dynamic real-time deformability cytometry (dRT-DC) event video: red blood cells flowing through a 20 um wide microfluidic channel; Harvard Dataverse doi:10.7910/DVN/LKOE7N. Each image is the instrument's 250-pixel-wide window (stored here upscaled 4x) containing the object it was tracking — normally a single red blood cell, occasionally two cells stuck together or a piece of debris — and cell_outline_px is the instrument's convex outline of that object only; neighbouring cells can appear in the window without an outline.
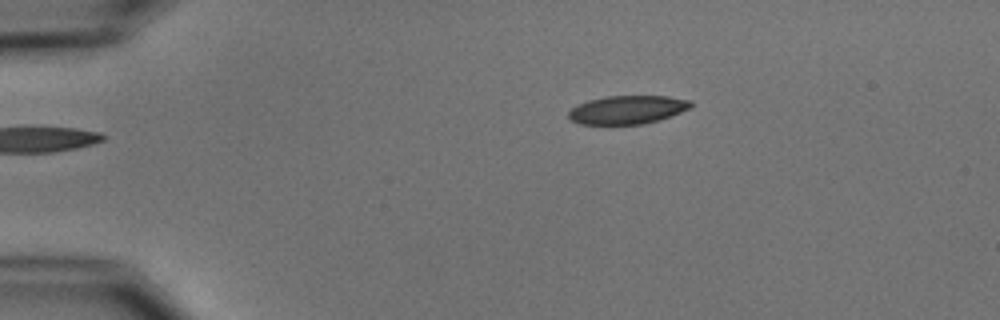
{"species": "common noctule bat (a hibernating species)", "species_latin": "Nyctalus noctula", "temperature_condition": "cold", "stored_images_in_passage": 2, "camera_frame_rate_fps": 3000, "um_per_image_px": 0.085, "animal": {"sex": "male", "body_mass_g": 15.6}, "frame": {"image": 1, "passage_image": 2, "time_ms": 1.333, "image_size_px": [1000, 320], "cell_outline_px": [[692, 108], [672, 116], [660, 120], [644, 124], [580, 124], [572, 120], [568, 116], [568, 112], [572, 108], [588, 100], [604, 96], [668, 96], [692, 100]], "centroid_in_image_um": [53.39, 9.32], "position_along_channel_um": 31.6, "area_um2": 20.4}}